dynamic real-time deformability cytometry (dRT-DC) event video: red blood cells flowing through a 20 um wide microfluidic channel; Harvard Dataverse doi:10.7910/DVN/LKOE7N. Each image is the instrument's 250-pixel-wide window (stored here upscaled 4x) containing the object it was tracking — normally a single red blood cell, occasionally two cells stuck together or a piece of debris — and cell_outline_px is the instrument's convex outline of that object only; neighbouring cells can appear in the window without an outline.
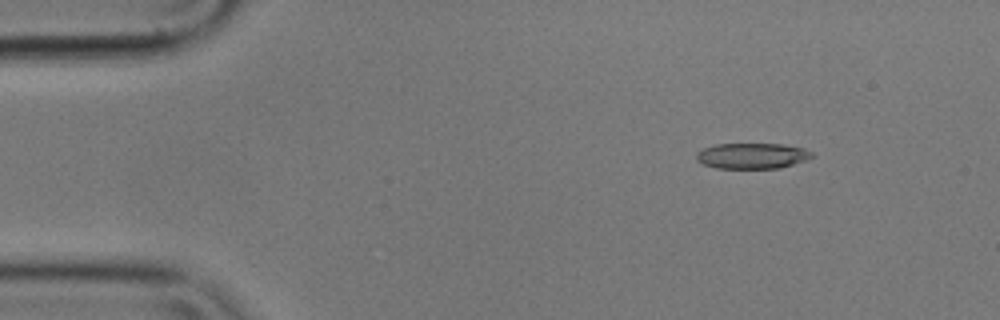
{"species": "common noctule bat (a hibernating species)", "species_latin": "Nyctalus noctula", "temperature_condition": "cold", "stored_images_in_passage": 4, "camera_frame_rate_fps": 3000, "um_per_image_px": 0.085, "animal": {"sex": "male", "body_mass_g": 17.9}, "frame": {"image": 1, "passage_image": 1, "time_ms": 0.0, "image_size_px": [1000, 320], "cell_outline_px": [[816, 156], [808, 160], [780, 168], [716, 168], [704, 164], [696, 160], [696, 152], [704, 148], [716, 144], [784, 144], [804, 148], [812, 152]], "centroid_in_image_um": [63.98, 13.24], "position_along_channel_um": 21.0, "area_um2": 17.46}}
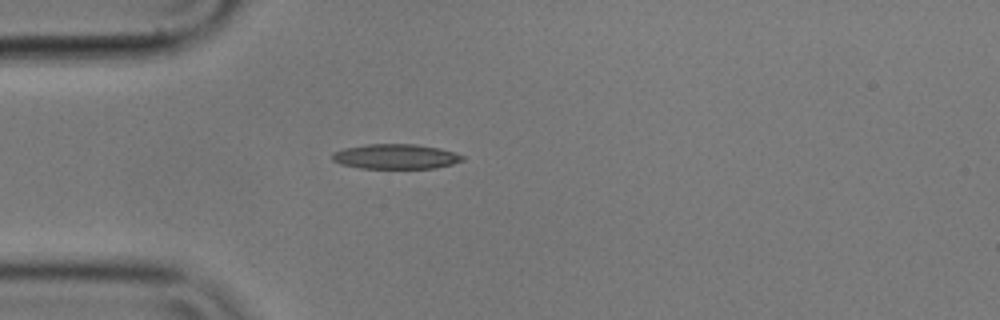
{"frame": {"image": 2, "passage_image": 3, "time_ms": 0.667, "image_size_px": [1000, 320], "cell_outline_px": [[464, 160], [452, 164], [436, 168], [360, 168], [340, 164], [332, 160], [332, 152], [344, 148], [368, 144], [416, 144], [440, 148], [456, 152], [464, 156]], "centroid_in_image_um": [33.64, 13.3], "position_along_channel_um": 51.4, "area_um2": 19.02}}